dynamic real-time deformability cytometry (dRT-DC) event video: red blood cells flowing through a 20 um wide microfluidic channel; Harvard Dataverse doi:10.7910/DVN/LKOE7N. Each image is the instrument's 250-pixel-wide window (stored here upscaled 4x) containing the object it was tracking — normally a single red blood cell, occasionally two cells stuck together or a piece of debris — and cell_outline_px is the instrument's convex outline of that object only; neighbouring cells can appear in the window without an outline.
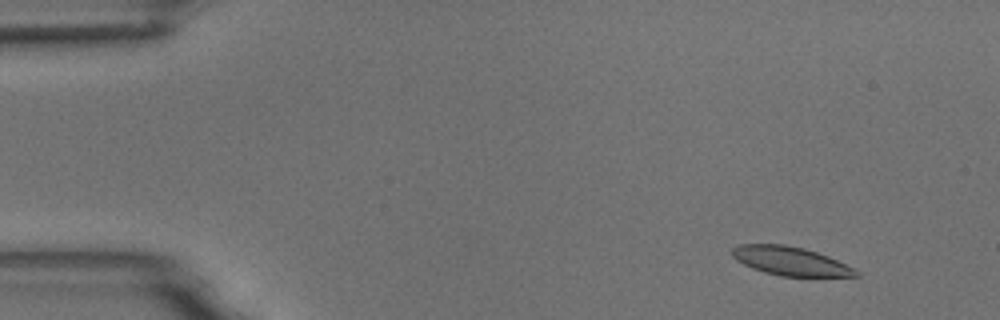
{"species": "common noctule bat (a hibernating species)", "species_latin": "Nyctalus noctula", "temperature_condition": "room temperature", "stored_images_in_passage": 6, "camera_frame_rate_fps": 3000, "um_per_image_px": 0.085, "animal": {"sex": "male", "body_mass_g": 18.8}, "frame": {"image": 1, "passage_image": 2, "time_ms": 1.333, "image_size_px": [1000, 320], "cell_outline_px": [[860, 276], [780, 276], [764, 272], [752, 268], [736, 260], [732, 256], [732, 248], [740, 244], [784, 244], [804, 248], [828, 256], [860, 272]], "centroid_in_image_um": [67.15, 22.18], "position_along_channel_um": 17.9, "area_um2": 20.52}}
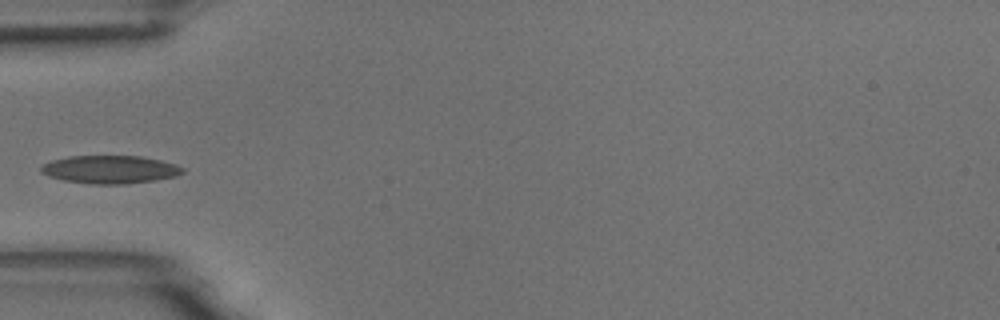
{"frame": {"image": 2, "passage_image": 5, "time_ms": 5.667, "image_size_px": [1000, 320], "cell_outline_px": [[184, 172], [176, 176], [156, 180], [124, 184], [92, 184], [64, 180], [48, 176], [40, 172], [40, 168], [44, 164], [52, 160], [68, 156], [140, 156], [160, 160], [176, 164], [184, 168]], "centroid_in_image_um": [9.36, 14.4], "position_along_channel_um": 75.6, "area_um2": 23.12}}